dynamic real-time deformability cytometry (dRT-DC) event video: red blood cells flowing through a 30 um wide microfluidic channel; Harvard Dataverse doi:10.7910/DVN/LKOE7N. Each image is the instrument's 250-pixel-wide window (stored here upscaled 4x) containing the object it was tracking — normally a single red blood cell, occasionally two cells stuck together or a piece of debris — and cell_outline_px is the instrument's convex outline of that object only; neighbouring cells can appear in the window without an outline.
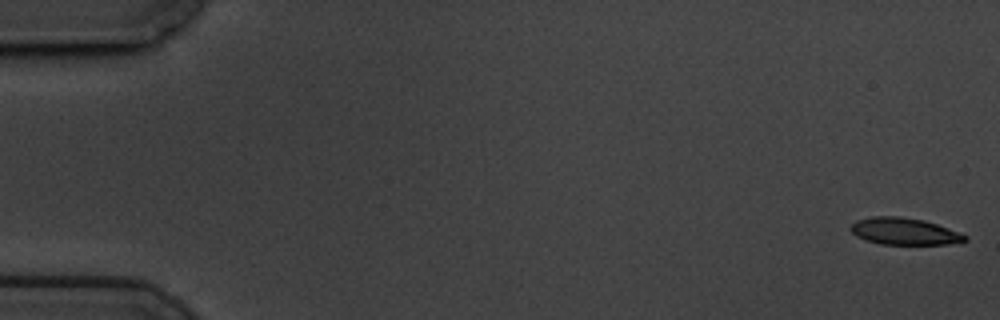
{"species": "common noctule bat (a hibernating species)", "species_latin": "Nyctalus noctula", "temperature_condition": "cold", "stored_images_in_passage": 14, "camera_frame_rate_fps": 3000, "um_per_image_px": 0.085, "animal": {"sex": "male", "body_mass_g": 19.5, "forearm_length_mm": 54.6}, "frame": {"image": 1, "passage_image": 1, "time_ms": 0.0, "image_size_px": [1000, 320], "cell_outline_px": [[968, 240], [948, 244], [880, 244], [864, 240], [856, 236], [848, 228], [856, 220], [872, 216], [900, 216], [924, 220], [960, 232], [968, 236]], "centroid_in_image_um": [76.84, 19.66], "position_along_channel_um": 8.2, "area_um2": 18.03}}